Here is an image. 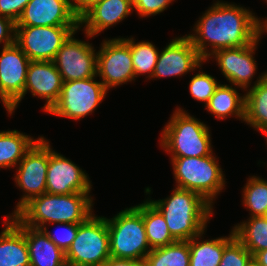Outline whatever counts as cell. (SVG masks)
<instances>
[{"instance_id": "obj_40", "label": "cell", "mask_w": 267, "mask_h": 266, "mask_svg": "<svg viewBox=\"0 0 267 266\" xmlns=\"http://www.w3.org/2000/svg\"><path fill=\"white\" fill-rule=\"evenodd\" d=\"M0 101L2 102L4 108L6 109L8 115L10 114V116H12L13 111H12V107L0 96Z\"/></svg>"}, {"instance_id": "obj_37", "label": "cell", "mask_w": 267, "mask_h": 266, "mask_svg": "<svg viewBox=\"0 0 267 266\" xmlns=\"http://www.w3.org/2000/svg\"><path fill=\"white\" fill-rule=\"evenodd\" d=\"M103 0H71L75 15L80 18L89 8Z\"/></svg>"}, {"instance_id": "obj_3", "label": "cell", "mask_w": 267, "mask_h": 266, "mask_svg": "<svg viewBox=\"0 0 267 266\" xmlns=\"http://www.w3.org/2000/svg\"><path fill=\"white\" fill-rule=\"evenodd\" d=\"M149 201L161 212L171 235L179 241H189L207 229L213 216V206L200 194L174 187L169 197Z\"/></svg>"}, {"instance_id": "obj_6", "label": "cell", "mask_w": 267, "mask_h": 266, "mask_svg": "<svg viewBox=\"0 0 267 266\" xmlns=\"http://www.w3.org/2000/svg\"><path fill=\"white\" fill-rule=\"evenodd\" d=\"M106 221L111 257L140 260L152 250L147 241L143 216L135 206L121 210Z\"/></svg>"}, {"instance_id": "obj_7", "label": "cell", "mask_w": 267, "mask_h": 266, "mask_svg": "<svg viewBox=\"0 0 267 266\" xmlns=\"http://www.w3.org/2000/svg\"><path fill=\"white\" fill-rule=\"evenodd\" d=\"M65 256L67 266H104L111 257L106 217H98L93 212L79 224L77 235Z\"/></svg>"}, {"instance_id": "obj_21", "label": "cell", "mask_w": 267, "mask_h": 266, "mask_svg": "<svg viewBox=\"0 0 267 266\" xmlns=\"http://www.w3.org/2000/svg\"><path fill=\"white\" fill-rule=\"evenodd\" d=\"M5 218L0 233V266H30L24 232L9 217Z\"/></svg>"}, {"instance_id": "obj_36", "label": "cell", "mask_w": 267, "mask_h": 266, "mask_svg": "<svg viewBox=\"0 0 267 266\" xmlns=\"http://www.w3.org/2000/svg\"><path fill=\"white\" fill-rule=\"evenodd\" d=\"M16 23L10 18L0 15V44L2 47L15 43Z\"/></svg>"}, {"instance_id": "obj_1", "label": "cell", "mask_w": 267, "mask_h": 266, "mask_svg": "<svg viewBox=\"0 0 267 266\" xmlns=\"http://www.w3.org/2000/svg\"><path fill=\"white\" fill-rule=\"evenodd\" d=\"M263 19L249 8L217 0L199 17L193 26L194 32L187 36L206 62L218 50L253 43L263 35Z\"/></svg>"}, {"instance_id": "obj_24", "label": "cell", "mask_w": 267, "mask_h": 266, "mask_svg": "<svg viewBox=\"0 0 267 266\" xmlns=\"http://www.w3.org/2000/svg\"><path fill=\"white\" fill-rule=\"evenodd\" d=\"M204 232L206 233L204 230L189 240L190 266H219L225 246L235 237L234 232L231 229L228 237L211 240H204Z\"/></svg>"}, {"instance_id": "obj_8", "label": "cell", "mask_w": 267, "mask_h": 266, "mask_svg": "<svg viewBox=\"0 0 267 266\" xmlns=\"http://www.w3.org/2000/svg\"><path fill=\"white\" fill-rule=\"evenodd\" d=\"M96 77L63 82L60 98L47 114L71 120L92 114L108 93Z\"/></svg>"}, {"instance_id": "obj_43", "label": "cell", "mask_w": 267, "mask_h": 266, "mask_svg": "<svg viewBox=\"0 0 267 266\" xmlns=\"http://www.w3.org/2000/svg\"><path fill=\"white\" fill-rule=\"evenodd\" d=\"M249 266H257L254 262H251Z\"/></svg>"}, {"instance_id": "obj_31", "label": "cell", "mask_w": 267, "mask_h": 266, "mask_svg": "<svg viewBox=\"0 0 267 266\" xmlns=\"http://www.w3.org/2000/svg\"><path fill=\"white\" fill-rule=\"evenodd\" d=\"M202 65L203 63L199 65V72L189 81V93L194 100L204 102L205 106L221 83L212 75L201 71Z\"/></svg>"}, {"instance_id": "obj_33", "label": "cell", "mask_w": 267, "mask_h": 266, "mask_svg": "<svg viewBox=\"0 0 267 266\" xmlns=\"http://www.w3.org/2000/svg\"><path fill=\"white\" fill-rule=\"evenodd\" d=\"M58 226H63V228L62 232L57 235H55L56 233L53 234L48 231V227H44L43 230L46 232L51 241L66 252L77 235L79 224L58 223Z\"/></svg>"}, {"instance_id": "obj_20", "label": "cell", "mask_w": 267, "mask_h": 266, "mask_svg": "<svg viewBox=\"0 0 267 266\" xmlns=\"http://www.w3.org/2000/svg\"><path fill=\"white\" fill-rule=\"evenodd\" d=\"M8 217L25 234L30 266H67L65 252L49 239L43 229L23 225L13 215Z\"/></svg>"}, {"instance_id": "obj_22", "label": "cell", "mask_w": 267, "mask_h": 266, "mask_svg": "<svg viewBox=\"0 0 267 266\" xmlns=\"http://www.w3.org/2000/svg\"><path fill=\"white\" fill-rule=\"evenodd\" d=\"M237 89L238 87L230 84H220L205 105V109L217 120L234 116L244 122L245 94H240Z\"/></svg>"}, {"instance_id": "obj_42", "label": "cell", "mask_w": 267, "mask_h": 266, "mask_svg": "<svg viewBox=\"0 0 267 266\" xmlns=\"http://www.w3.org/2000/svg\"><path fill=\"white\" fill-rule=\"evenodd\" d=\"M261 133H263V134H264V136L266 137V144H267V129H266V130H264V131H262Z\"/></svg>"}, {"instance_id": "obj_17", "label": "cell", "mask_w": 267, "mask_h": 266, "mask_svg": "<svg viewBox=\"0 0 267 266\" xmlns=\"http://www.w3.org/2000/svg\"><path fill=\"white\" fill-rule=\"evenodd\" d=\"M16 26H79L71 0H30Z\"/></svg>"}, {"instance_id": "obj_32", "label": "cell", "mask_w": 267, "mask_h": 266, "mask_svg": "<svg viewBox=\"0 0 267 266\" xmlns=\"http://www.w3.org/2000/svg\"><path fill=\"white\" fill-rule=\"evenodd\" d=\"M252 254L234 237L224 248L219 266H249Z\"/></svg>"}, {"instance_id": "obj_19", "label": "cell", "mask_w": 267, "mask_h": 266, "mask_svg": "<svg viewBox=\"0 0 267 266\" xmlns=\"http://www.w3.org/2000/svg\"><path fill=\"white\" fill-rule=\"evenodd\" d=\"M133 11V0H103L79 18V28L84 26L86 37L92 39L107 28L122 22Z\"/></svg>"}, {"instance_id": "obj_27", "label": "cell", "mask_w": 267, "mask_h": 266, "mask_svg": "<svg viewBox=\"0 0 267 266\" xmlns=\"http://www.w3.org/2000/svg\"><path fill=\"white\" fill-rule=\"evenodd\" d=\"M235 237L252 254L267 250V216L249 217L232 227Z\"/></svg>"}, {"instance_id": "obj_12", "label": "cell", "mask_w": 267, "mask_h": 266, "mask_svg": "<svg viewBox=\"0 0 267 266\" xmlns=\"http://www.w3.org/2000/svg\"><path fill=\"white\" fill-rule=\"evenodd\" d=\"M73 32L63 43L54 59L63 82L97 76V52L92 43L74 37Z\"/></svg>"}, {"instance_id": "obj_38", "label": "cell", "mask_w": 267, "mask_h": 266, "mask_svg": "<svg viewBox=\"0 0 267 266\" xmlns=\"http://www.w3.org/2000/svg\"><path fill=\"white\" fill-rule=\"evenodd\" d=\"M104 266H148V263L145 258L140 260H129L110 257Z\"/></svg>"}, {"instance_id": "obj_18", "label": "cell", "mask_w": 267, "mask_h": 266, "mask_svg": "<svg viewBox=\"0 0 267 266\" xmlns=\"http://www.w3.org/2000/svg\"><path fill=\"white\" fill-rule=\"evenodd\" d=\"M63 80L53 61H30L24 96L31 92L33 97L45 100L43 111L49 112L60 98Z\"/></svg>"}, {"instance_id": "obj_11", "label": "cell", "mask_w": 267, "mask_h": 266, "mask_svg": "<svg viewBox=\"0 0 267 266\" xmlns=\"http://www.w3.org/2000/svg\"><path fill=\"white\" fill-rule=\"evenodd\" d=\"M97 76L107 90L135 81L130 46L123 37L102 41L97 51Z\"/></svg>"}, {"instance_id": "obj_13", "label": "cell", "mask_w": 267, "mask_h": 266, "mask_svg": "<svg viewBox=\"0 0 267 266\" xmlns=\"http://www.w3.org/2000/svg\"><path fill=\"white\" fill-rule=\"evenodd\" d=\"M30 59L13 43L0 52V96L12 107L13 113L24 99V87Z\"/></svg>"}, {"instance_id": "obj_28", "label": "cell", "mask_w": 267, "mask_h": 266, "mask_svg": "<svg viewBox=\"0 0 267 266\" xmlns=\"http://www.w3.org/2000/svg\"><path fill=\"white\" fill-rule=\"evenodd\" d=\"M145 260L148 266H190L189 241H179L152 249Z\"/></svg>"}, {"instance_id": "obj_10", "label": "cell", "mask_w": 267, "mask_h": 266, "mask_svg": "<svg viewBox=\"0 0 267 266\" xmlns=\"http://www.w3.org/2000/svg\"><path fill=\"white\" fill-rule=\"evenodd\" d=\"M79 26H16L15 43L30 61H54L63 43Z\"/></svg>"}, {"instance_id": "obj_23", "label": "cell", "mask_w": 267, "mask_h": 266, "mask_svg": "<svg viewBox=\"0 0 267 266\" xmlns=\"http://www.w3.org/2000/svg\"><path fill=\"white\" fill-rule=\"evenodd\" d=\"M245 93L244 122L262 132L267 129V71Z\"/></svg>"}, {"instance_id": "obj_26", "label": "cell", "mask_w": 267, "mask_h": 266, "mask_svg": "<svg viewBox=\"0 0 267 266\" xmlns=\"http://www.w3.org/2000/svg\"><path fill=\"white\" fill-rule=\"evenodd\" d=\"M18 130H0V168H15L39 139Z\"/></svg>"}, {"instance_id": "obj_35", "label": "cell", "mask_w": 267, "mask_h": 266, "mask_svg": "<svg viewBox=\"0 0 267 266\" xmlns=\"http://www.w3.org/2000/svg\"><path fill=\"white\" fill-rule=\"evenodd\" d=\"M30 0H0V15L15 23Z\"/></svg>"}, {"instance_id": "obj_30", "label": "cell", "mask_w": 267, "mask_h": 266, "mask_svg": "<svg viewBox=\"0 0 267 266\" xmlns=\"http://www.w3.org/2000/svg\"><path fill=\"white\" fill-rule=\"evenodd\" d=\"M243 186L242 204L250 217L267 216V180L259 176H249Z\"/></svg>"}, {"instance_id": "obj_14", "label": "cell", "mask_w": 267, "mask_h": 266, "mask_svg": "<svg viewBox=\"0 0 267 266\" xmlns=\"http://www.w3.org/2000/svg\"><path fill=\"white\" fill-rule=\"evenodd\" d=\"M261 36L246 46L218 50L211 54L206 61L214 58L221 74L230 85L241 88L243 92L247 91L257 72L256 69H258L254 55Z\"/></svg>"}, {"instance_id": "obj_34", "label": "cell", "mask_w": 267, "mask_h": 266, "mask_svg": "<svg viewBox=\"0 0 267 266\" xmlns=\"http://www.w3.org/2000/svg\"><path fill=\"white\" fill-rule=\"evenodd\" d=\"M174 0H133V10L139 18L155 16L167 10Z\"/></svg>"}, {"instance_id": "obj_9", "label": "cell", "mask_w": 267, "mask_h": 266, "mask_svg": "<svg viewBox=\"0 0 267 266\" xmlns=\"http://www.w3.org/2000/svg\"><path fill=\"white\" fill-rule=\"evenodd\" d=\"M49 162V141L40 136L33 146L20 160L16 169L14 181L24 194L14 208V215L24 204L33 197L46 193V176Z\"/></svg>"}, {"instance_id": "obj_2", "label": "cell", "mask_w": 267, "mask_h": 266, "mask_svg": "<svg viewBox=\"0 0 267 266\" xmlns=\"http://www.w3.org/2000/svg\"><path fill=\"white\" fill-rule=\"evenodd\" d=\"M91 192L50 194L33 197L13 216L23 225L43 229L47 224H81L93 213Z\"/></svg>"}, {"instance_id": "obj_39", "label": "cell", "mask_w": 267, "mask_h": 266, "mask_svg": "<svg viewBox=\"0 0 267 266\" xmlns=\"http://www.w3.org/2000/svg\"><path fill=\"white\" fill-rule=\"evenodd\" d=\"M252 261L257 266H267V250L256 252L252 256Z\"/></svg>"}, {"instance_id": "obj_29", "label": "cell", "mask_w": 267, "mask_h": 266, "mask_svg": "<svg viewBox=\"0 0 267 266\" xmlns=\"http://www.w3.org/2000/svg\"><path fill=\"white\" fill-rule=\"evenodd\" d=\"M123 39L130 46L135 78L147 74L146 78L152 79L160 52L158 48L149 41L136 42L133 37Z\"/></svg>"}, {"instance_id": "obj_5", "label": "cell", "mask_w": 267, "mask_h": 266, "mask_svg": "<svg viewBox=\"0 0 267 266\" xmlns=\"http://www.w3.org/2000/svg\"><path fill=\"white\" fill-rule=\"evenodd\" d=\"M214 152L204 157H171L177 188L200 194L212 206L227 183Z\"/></svg>"}, {"instance_id": "obj_15", "label": "cell", "mask_w": 267, "mask_h": 266, "mask_svg": "<svg viewBox=\"0 0 267 266\" xmlns=\"http://www.w3.org/2000/svg\"><path fill=\"white\" fill-rule=\"evenodd\" d=\"M49 142V162L46 176V192L50 194H71L91 192L89 175L77 164L54 151Z\"/></svg>"}, {"instance_id": "obj_41", "label": "cell", "mask_w": 267, "mask_h": 266, "mask_svg": "<svg viewBox=\"0 0 267 266\" xmlns=\"http://www.w3.org/2000/svg\"><path fill=\"white\" fill-rule=\"evenodd\" d=\"M262 26H263L262 28L263 33L265 32L267 33V18L262 20Z\"/></svg>"}, {"instance_id": "obj_4", "label": "cell", "mask_w": 267, "mask_h": 266, "mask_svg": "<svg viewBox=\"0 0 267 266\" xmlns=\"http://www.w3.org/2000/svg\"><path fill=\"white\" fill-rule=\"evenodd\" d=\"M160 147L171 157H204L213 153L209 127L177 107L163 127Z\"/></svg>"}, {"instance_id": "obj_25", "label": "cell", "mask_w": 267, "mask_h": 266, "mask_svg": "<svg viewBox=\"0 0 267 266\" xmlns=\"http://www.w3.org/2000/svg\"><path fill=\"white\" fill-rule=\"evenodd\" d=\"M148 199L135 207L143 216L146 237L150 248H160L176 242L177 240L168 229L164 216Z\"/></svg>"}, {"instance_id": "obj_16", "label": "cell", "mask_w": 267, "mask_h": 266, "mask_svg": "<svg viewBox=\"0 0 267 266\" xmlns=\"http://www.w3.org/2000/svg\"><path fill=\"white\" fill-rule=\"evenodd\" d=\"M205 63L186 35L175 37L160 50L152 78L182 77Z\"/></svg>"}]
</instances>
